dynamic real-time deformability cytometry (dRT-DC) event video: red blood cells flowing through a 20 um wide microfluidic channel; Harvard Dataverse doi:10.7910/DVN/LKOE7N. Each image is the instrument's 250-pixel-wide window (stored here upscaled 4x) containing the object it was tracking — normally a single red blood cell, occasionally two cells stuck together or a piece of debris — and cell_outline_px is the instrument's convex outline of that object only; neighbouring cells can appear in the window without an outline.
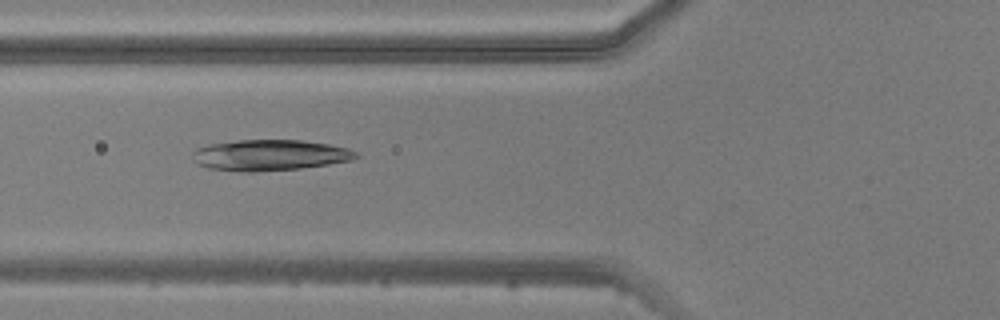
{"species": "common noctule bat (a hibernating species)", "species_latin": "Nyctalus noctula", "temperature_condition": "warm", "stored_images_in_passage": 4, "camera_frame_rate_fps": 3000, "um_per_image_px": 0.085, "animal": {"sex": "male", "body_mass_g": 20.5, "forearm_length_mm": 52.5}, "frame": {"image": 1, "passage_image": 4, "time_ms": 3.667, "image_size_px": [1000, 320], "cell_outline_px": [[360, 156], [352, 160], [328, 164], [300, 168], [252, 172], [240, 172], [208, 168], [196, 164], [192, 160], [192, 152], [196, 148], [208, 144], [236, 140], [300, 140], [328, 144], [348, 148], [356, 152]], "centroid_in_image_um": [22.87, 13.19], "position_along_channel_um": 102.9, "area_um2": 29.65}}